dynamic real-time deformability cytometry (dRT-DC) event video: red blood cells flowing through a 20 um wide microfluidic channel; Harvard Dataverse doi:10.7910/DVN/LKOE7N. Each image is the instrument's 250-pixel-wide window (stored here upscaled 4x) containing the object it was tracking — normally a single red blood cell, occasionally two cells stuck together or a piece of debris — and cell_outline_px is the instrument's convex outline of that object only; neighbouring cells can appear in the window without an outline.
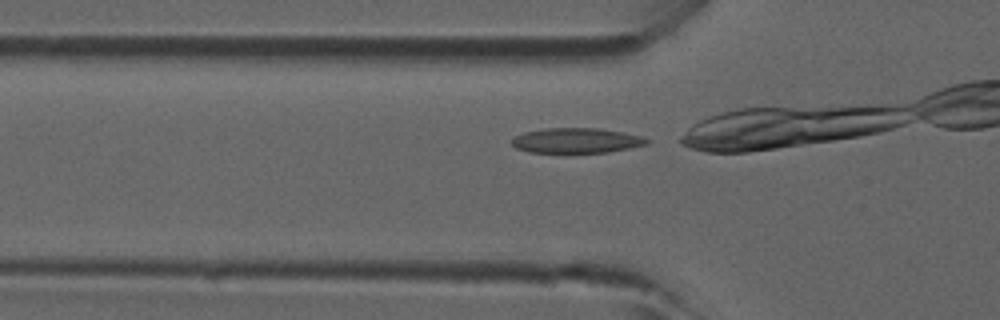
{"species": "common noctule bat (a hibernating species)", "species_latin": "Nyctalus noctula", "temperature_condition": "room temperature", "stored_images_in_passage": 5, "camera_frame_rate_fps": 3000, "um_per_image_px": 0.085, "animal": {"sex": "male", "forearm_length_mm": 52.5}, "frame": {"image": 1, "passage_image": 3, "time_ms": 0.667, "image_size_px": [1000, 320], "cell_outline_px": [[652, 140], [648, 144], [608, 152], [528, 152], [516, 148], [512, 144], [512, 136], [524, 132], [544, 128], [596, 128], [620, 132], [640, 136]], "centroid_in_image_um": [48.96, 11.94], "position_along_channel_um": 76.8, "area_um2": 19.59}}